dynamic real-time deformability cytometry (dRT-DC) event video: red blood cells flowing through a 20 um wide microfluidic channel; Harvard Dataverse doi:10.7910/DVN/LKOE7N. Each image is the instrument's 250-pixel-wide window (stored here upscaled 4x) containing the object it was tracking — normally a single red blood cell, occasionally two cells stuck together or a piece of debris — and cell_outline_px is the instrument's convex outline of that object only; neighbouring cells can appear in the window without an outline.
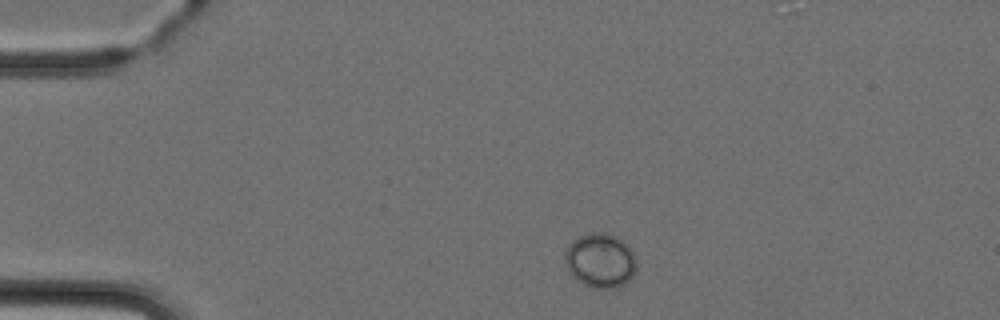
{"species": "Egyptian fruit bat (a non-hibernating species)", "species_latin": "Rousettus aegyptiacus", "temperature_condition": "cold", "stored_images_in_passage": 3, "camera_frame_rate_fps": 3000, "um_per_image_px": 0.085, "animal": {"sex": "female"}, "frame": {"image": 1, "passage_image": 1, "time_ms": 0.0, "image_size_px": [1000, 320], "cell_outline_px": [[636, 272], [624, 284], [616, 288], [592, 288], [576, 280], [568, 272], [564, 260], [564, 252], [568, 244], [572, 240], [588, 232], [604, 232], [616, 236], [628, 244], [636, 256]], "centroid_in_image_um": [51.01, 22.13], "position_along_channel_um": 34.0, "area_um2": 23.24}}
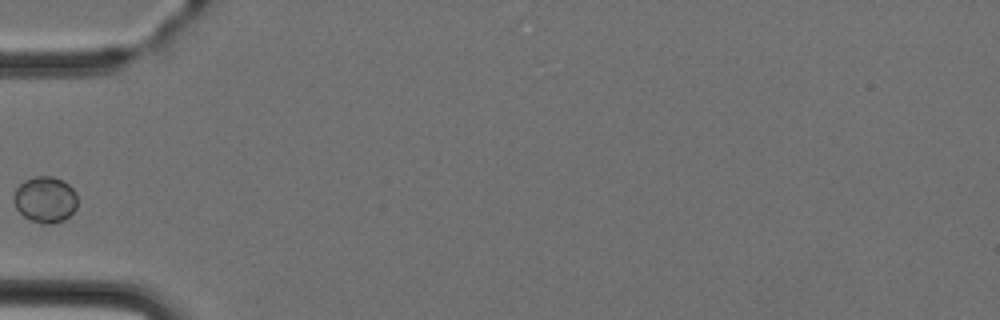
{"frame": {"image": 2, "passage_image": 3, "time_ms": 2.333, "image_size_px": [1000, 320], "cell_outline_px": [[76, 208], [64, 220], [48, 224], [44, 224], [28, 220], [16, 208], [12, 200], [12, 196], [16, 188], [24, 180], [36, 176], [52, 176], [68, 184], [76, 192]], "centroid_in_image_um": [3.8, 16.96], "position_along_channel_um": 81.2, "area_um2": 17.17}}